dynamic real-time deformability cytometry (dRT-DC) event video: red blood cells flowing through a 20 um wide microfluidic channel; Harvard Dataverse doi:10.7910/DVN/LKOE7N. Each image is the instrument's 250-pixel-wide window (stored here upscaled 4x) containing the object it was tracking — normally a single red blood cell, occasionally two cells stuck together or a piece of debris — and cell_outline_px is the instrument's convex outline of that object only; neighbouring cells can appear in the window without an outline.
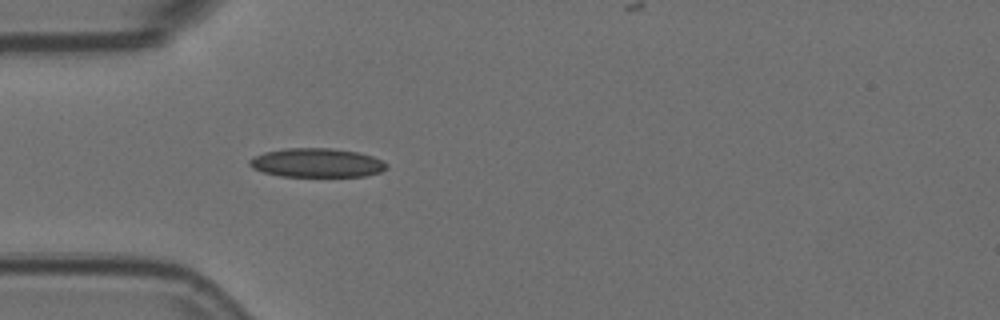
{"species": "Egyptian fruit bat (a non-hibernating species)", "species_latin": "Rousettus aegyptiacus", "temperature_condition": "room temperature", "stored_images_in_passage": 2, "camera_frame_rate_fps": 3000, "um_per_image_px": 0.085, "animal": {"sex": "female"}, "frame": {"image": 1, "passage_image": 2, "time_ms": 0.333, "image_size_px": [1000, 320], "cell_outline_px": [[388, 168], [380, 172], [364, 176], [280, 176], [264, 172], [252, 168], [248, 164], [248, 160], [252, 156], [264, 152], [284, 148], [332, 148], [356, 152], [372, 156], [388, 164]], "centroid_in_image_um": [26.89, 13.83], "position_along_channel_um": 58.1, "area_um2": 23.18}}